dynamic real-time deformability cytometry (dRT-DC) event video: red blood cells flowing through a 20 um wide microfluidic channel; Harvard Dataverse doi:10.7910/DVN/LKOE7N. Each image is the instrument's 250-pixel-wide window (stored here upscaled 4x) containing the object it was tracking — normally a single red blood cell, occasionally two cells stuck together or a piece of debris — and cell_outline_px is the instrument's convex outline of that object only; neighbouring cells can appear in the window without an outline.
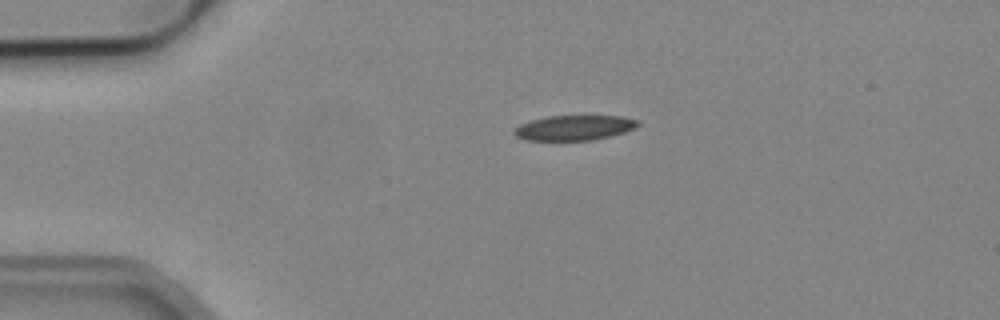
{"species": "common noctule bat (a hibernating species)", "species_latin": "Nyctalus noctula", "temperature_condition": "cold", "stored_images_in_passage": 3, "camera_frame_rate_fps": 3000, "um_per_image_px": 0.085, "animal": {"sex": "male", "body_mass_g": 19.2, "forearm_length_mm": 51.8}, "frame": {"image": 1, "passage_image": 2, "time_ms": 0.333, "image_size_px": [1000, 320], "cell_outline_px": [[640, 124], [624, 132], [592, 140], [524, 140], [516, 136], [512, 132], [520, 124], [532, 120], [548, 116], [620, 116], [640, 120]], "centroid_in_image_um": [48.79, 10.86], "position_along_channel_um": 36.2, "area_um2": 17.86}}